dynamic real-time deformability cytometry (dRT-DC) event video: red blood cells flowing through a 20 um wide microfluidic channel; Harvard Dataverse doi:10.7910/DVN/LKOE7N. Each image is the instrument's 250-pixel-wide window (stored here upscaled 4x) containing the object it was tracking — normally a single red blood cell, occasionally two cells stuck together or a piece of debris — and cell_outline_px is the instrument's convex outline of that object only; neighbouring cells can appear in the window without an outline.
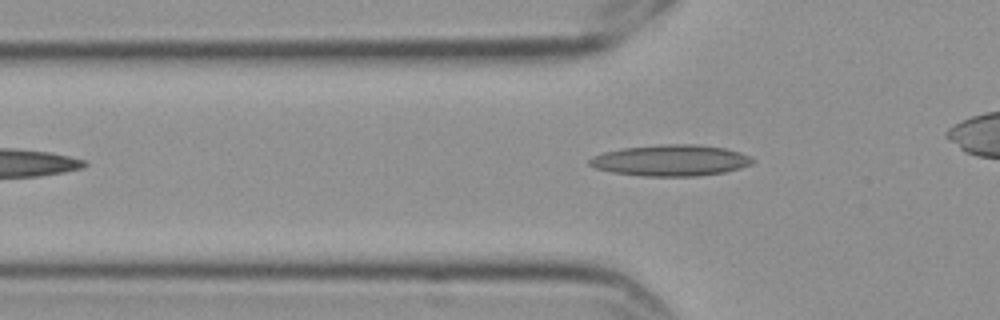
{"species": "Egyptian fruit bat (a non-hibernating species)", "species_latin": "Rousettus aegyptiacus", "temperature_condition": "cold", "stored_images_in_passage": 38, "camera_frame_rate_fps": 3000, "um_per_image_px": 0.085, "frame": {"image": 1, "passage_image": 10, "time_ms": 3.0, "image_size_px": [1000, 320], "cell_outline_px": [[756, 160], [752, 164], [740, 168], [724, 172], [696, 176], [644, 176], [612, 172], [596, 168], [588, 164], [588, 160], [592, 156], [604, 152], [624, 148], [660, 144], [696, 144], [724, 148], [740, 152], [752, 156]], "centroid_in_image_um": [57.03, 13.63], "position_along_channel_um": 68.8, "area_um2": 29.71}}
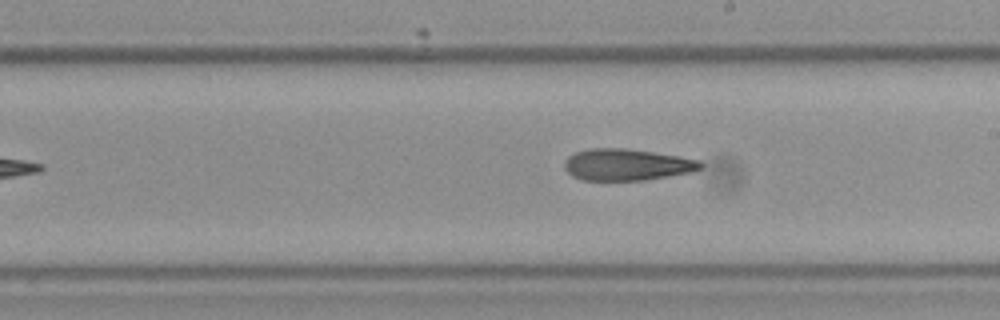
{"frame": {"image": 2, "passage_image": 24, "time_ms": 7.667, "image_size_px": [1000, 320], "cell_outline_px": [[704, 164], [700, 168], [688, 172], [668, 176], [644, 180], [584, 180], [572, 176], [564, 168], [564, 164], [568, 156], [576, 152], [592, 148], [624, 148], [680, 156], [700, 160]], "centroid_in_image_um": [53.26, 13.99], "position_along_channel_um": 235.7, "area_um2": 24.85}}
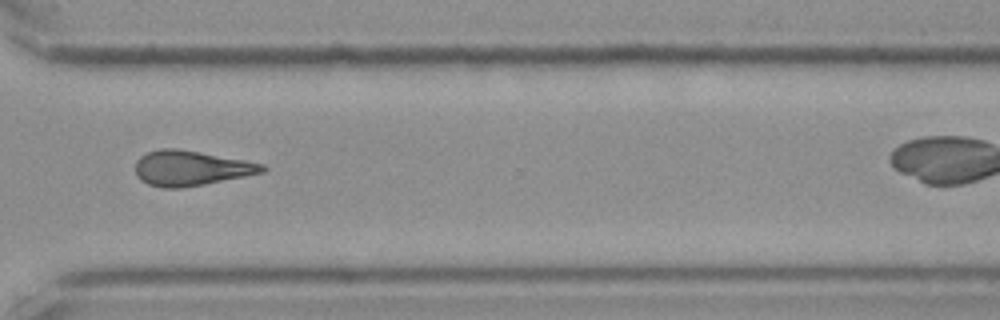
{"frame": {"image": 3, "passage_image": 34, "time_ms": 11.0, "image_size_px": [1000, 320], "cell_outline_px": [[268, 168], [264, 172], [184, 188], [160, 188], [148, 184], [140, 180], [136, 176], [136, 160], [140, 156], [148, 152], [160, 148], [176, 148], [200, 152], [244, 160], [264, 164]], "centroid_in_image_um": [16.19, 14.3], "position_along_channel_um": 354.4, "area_um2": 25.95}}